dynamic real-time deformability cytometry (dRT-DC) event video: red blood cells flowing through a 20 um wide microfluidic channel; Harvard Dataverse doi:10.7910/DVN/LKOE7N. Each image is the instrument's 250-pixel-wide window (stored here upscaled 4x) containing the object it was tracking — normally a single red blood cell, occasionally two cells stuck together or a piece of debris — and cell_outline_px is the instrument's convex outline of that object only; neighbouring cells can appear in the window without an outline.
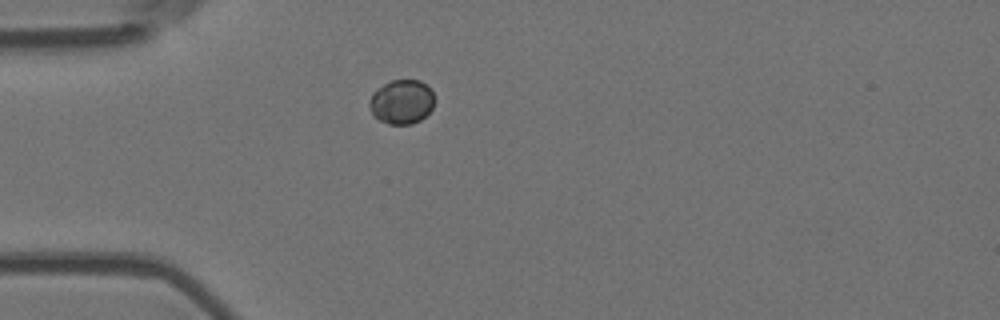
{"species": "Egyptian fruit bat (a non-hibernating species)", "species_latin": "Rousettus aegyptiacus", "temperature_condition": "room temperature", "stored_images_in_passage": 9, "camera_frame_rate_fps": 3000, "um_per_image_px": 0.085, "animal": {"sex": "female"}, "frame": {"image": 1, "passage_image": 1, "time_ms": 0.0, "image_size_px": [1000, 320], "cell_outline_px": [[436, 100], [432, 108], [420, 120], [412, 124], [388, 124], [372, 116], [368, 104], [368, 100], [372, 92], [384, 84], [392, 80], [420, 80], [428, 84]], "centroid_in_image_um": [34.13, 8.65], "position_along_channel_um": 50.9, "area_um2": 17.11}}
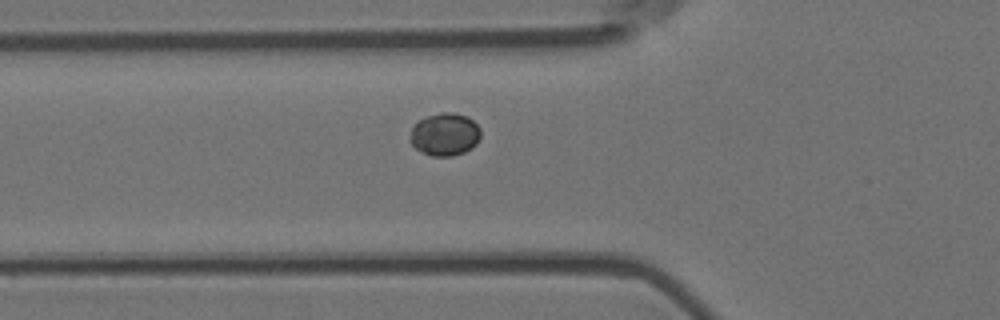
{"frame": {"image": 2, "passage_image": 5, "time_ms": 1.333, "image_size_px": [1000, 320], "cell_outline_px": [[480, 136], [476, 144], [472, 148], [464, 152], [452, 156], [432, 156], [416, 148], [408, 140], [412, 128], [416, 120], [440, 112], [452, 112], [468, 116], [480, 128]], "centroid_in_image_um": [37.8, 11.41], "position_along_channel_um": 88.0, "area_um2": 17.69}}
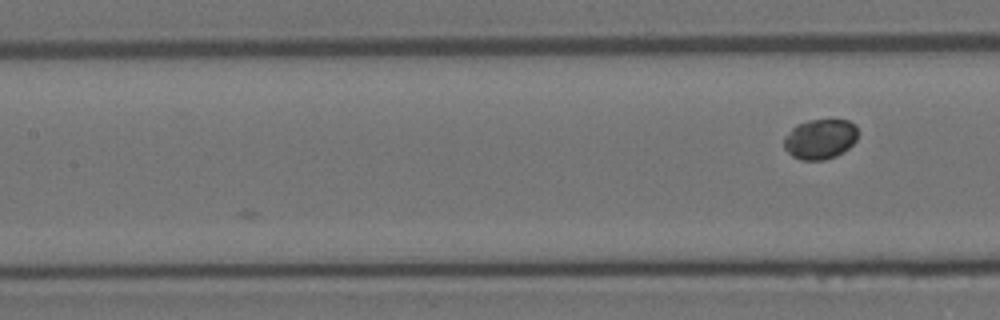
{"frame": {"image": 3, "passage_image": 9, "time_ms": 2.667, "image_size_px": [1000, 320], "cell_outline_px": [[856, 140], [844, 152], [836, 156], [824, 160], [800, 160], [792, 156], [784, 148], [784, 136], [796, 124], [808, 120], [848, 120], [856, 124]], "centroid_in_image_um": [69.69, 11.82], "position_along_channel_um": 137.7, "area_um2": 17.34}}